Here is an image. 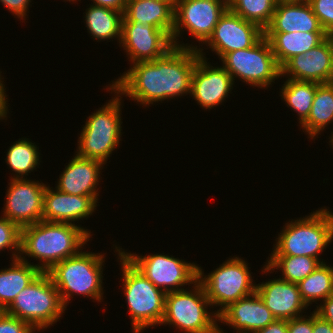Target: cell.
Listing matches in <instances>:
<instances>
[{"label":"cell","mask_w":333,"mask_h":333,"mask_svg":"<svg viewBox=\"0 0 333 333\" xmlns=\"http://www.w3.org/2000/svg\"><path fill=\"white\" fill-rule=\"evenodd\" d=\"M198 50L173 46L154 61L130 65L110 86L119 94L128 96L143 106L190 94L191 77Z\"/></svg>","instance_id":"6da1fadb"},{"label":"cell","mask_w":333,"mask_h":333,"mask_svg":"<svg viewBox=\"0 0 333 333\" xmlns=\"http://www.w3.org/2000/svg\"><path fill=\"white\" fill-rule=\"evenodd\" d=\"M91 236V232L80 225L39 221L21 228L19 258H35L40 261L35 266L41 272H48L58 262L83 250Z\"/></svg>","instance_id":"7a4b0ae2"},{"label":"cell","mask_w":333,"mask_h":333,"mask_svg":"<svg viewBox=\"0 0 333 333\" xmlns=\"http://www.w3.org/2000/svg\"><path fill=\"white\" fill-rule=\"evenodd\" d=\"M333 240V213L323 207L284 225L270 256H310L319 259Z\"/></svg>","instance_id":"3957f363"},{"label":"cell","mask_w":333,"mask_h":333,"mask_svg":"<svg viewBox=\"0 0 333 333\" xmlns=\"http://www.w3.org/2000/svg\"><path fill=\"white\" fill-rule=\"evenodd\" d=\"M122 270V289L131 316L133 333H142L145 328L161 325L165 314L166 293L157 288L115 246Z\"/></svg>","instance_id":"277c9868"},{"label":"cell","mask_w":333,"mask_h":333,"mask_svg":"<svg viewBox=\"0 0 333 333\" xmlns=\"http://www.w3.org/2000/svg\"><path fill=\"white\" fill-rule=\"evenodd\" d=\"M105 259L103 254L81 250L77 255L58 262L47 272L66 308L74 294L101 302Z\"/></svg>","instance_id":"5b68a950"},{"label":"cell","mask_w":333,"mask_h":333,"mask_svg":"<svg viewBox=\"0 0 333 333\" xmlns=\"http://www.w3.org/2000/svg\"><path fill=\"white\" fill-rule=\"evenodd\" d=\"M105 89L111 90V94L114 93L116 96L88 116L78 138V151H75L81 157L100 161L104 165L115 148L120 145L121 98H123L110 85Z\"/></svg>","instance_id":"8992f818"},{"label":"cell","mask_w":333,"mask_h":333,"mask_svg":"<svg viewBox=\"0 0 333 333\" xmlns=\"http://www.w3.org/2000/svg\"><path fill=\"white\" fill-rule=\"evenodd\" d=\"M192 288L166 293L161 325H172L185 333H224L217 324L216 311L207 310L211 303L202 284L197 281Z\"/></svg>","instance_id":"52a82bcc"},{"label":"cell","mask_w":333,"mask_h":333,"mask_svg":"<svg viewBox=\"0 0 333 333\" xmlns=\"http://www.w3.org/2000/svg\"><path fill=\"white\" fill-rule=\"evenodd\" d=\"M66 307L47 272H41L4 310L7 314L28 322L35 330L53 326Z\"/></svg>","instance_id":"ba28073f"},{"label":"cell","mask_w":333,"mask_h":333,"mask_svg":"<svg viewBox=\"0 0 333 333\" xmlns=\"http://www.w3.org/2000/svg\"><path fill=\"white\" fill-rule=\"evenodd\" d=\"M248 264L242 258L231 257L208 275L198 267V281L202 284L212 306H220L219 315L231 303L256 291ZM205 275V276H204Z\"/></svg>","instance_id":"9c48e42d"},{"label":"cell","mask_w":333,"mask_h":333,"mask_svg":"<svg viewBox=\"0 0 333 333\" xmlns=\"http://www.w3.org/2000/svg\"><path fill=\"white\" fill-rule=\"evenodd\" d=\"M220 60L222 67L230 73L233 82L239 78L253 87L266 89L281 76V67L274 57L269 41L264 36L252 47L226 53Z\"/></svg>","instance_id":"30bf717a"},{"label":"cell","mask_w":333,"mask_h":333,"mask_svg":"<svg viewBox=\"0 0 333 333\" xmlns=\"http://www.w3.org/2000/svg\"><path fill=\"white\" fill-rule=\"evenodd\" d=\"M229 2L209 0H174L173 46L198 50L199 46L180 44L179 38L185 29L199 44H205L213 34L220 17L228 9ZM184 29V30H183ZM181 32V33H180ZM201 42V43H200Z\"/></svg>","instance_id":"8fae6325"},{"label":"cell","mask_w":333,"mask_h":333,"mask_svg":"<svg viewBox=\"0 0 333 333\" xmlns=\"http://www.w3.org/2000/svg\"><path fill=\"white\" fill-rule=\"evenodd\" d=\"M122 253L148 280L165 293L183 290L185 285L190 286L198 281L199 266L195 263H188L164 253L140 256L123 249Z\"/></svg>","instance_id":"7c38bea8"},{"label":"cell","mask_w":333,"mask_h":333,"mask_svg":"<svg viewBox=\"0 0 333 333\" xmlns=\"http://www.w3.org/2000/svg\"><path fill=\"white\" fill-rule=\"evenodd\" d=\"M3 217L20 228L42 221L43 194L46 184L31 179L10 178Z\"/></svg>","instance_id":"4fadbf2b"},{"label":"cell","mask_w":333,"mask_h":333,"mask_svg":"<svg viewBox=\"0 0 333 333\" xmlns=\"http://www.w3.org/2000/svg\"><path fill=\"white\" fill-rule=\"evenodd\" d=\"M202 49L199 47L200 57L197 59L191 77L190 96L204 109H212L223 103L230 96L233 89V79L222 66L213 67L207 63Z\"/></svg>","instance_id":"5bb4252c"},{"label":"cell","mask_w":333,"mask_h":333,"mask_svg":"<svg viewBox=\"0 0 333 333\" xmlns=\"http://www.w3.org/2000/svg\"><path fill=\"white\" fill-rule=\"evenodd\" d=\"M263 36L264 30L260 26L246 21L228 8L204 45L209 46L220 59L226 53L252 47Z\"/></svg>","instance_id":"9a60e30c"},{"label":"cell","mask_w":333,"mask_h":333,"mask_svg":"<svg viewBox=\"0 0 333 333\" xmlns=\"http://www.w3.org/2000/svg\"><path fill=\"white\" fill-rule=\"evenodd\" d=\"M120 46L132 64L154 61L173 47L171 38L161 29L139 21H122Z\"/></svg>","instance_id":"2e32d148"},{"label":"cell","mask_w":333,"mask_h":333,"mask_svg":"<svg viewBox=\"0 0 333 333\" xmlns=\"http://www.w3.org/2000/svg\"><path fill=\"white\" fill-rule=\"evenodd\" d=\"M288 79L311 81L319 84L333 82V35L304 54H297L281 67ZM290 77V78H289Z\"/></svg>","instance_id":"e0dca14e"},{"label":"cell","mask_w":333,"mask_h":333,"mask_svg":"<svg viewBox=\"0 0 333 333\" xmlns=\"http://www.w3.org/2000/svg\"><path fill=\"white\" fill-rule=\"evenodd\" d=\"M51 188L47 185L43 194L42 221L75 224L91 216L98 206L92 196L71 195Z\"/></svg>","instance_id":"ac0fdd59"},{"label":"cell","mask_w":333,"mask_h":333,"mask_svg":"<svg viewBox=\"0 0 333 333\" xmlns=\"http://www.w3.org/2000/svg\"><path fill=\"white\" fill-rule=\"evenodd\" d=\"M256 284V292L275 319L291 320L303 316L307 305L303 302L298 285L280 278Z\"/></svg>","instance_id":"d6986e66"},{"label":"cell","mask_w":333,"mask_h":333,"mask_svg":"<svg viewBox=\"0 0 333 333\" xmlns=\"http://www.w3.org/2000/svg\"><path fill=\"white\" fill-rule=\"evenodd\" d=\"M218 316V322L231 326L237 332L248 333H256L275 320L256 291L231 303Z\"/></svg>","instance_id":"ffe728a7"},{"label":"cell","mask_w":333,"mask_h":333,"mask_svg":"<svg viewBox=\"0 0 333 333\" xmlns=\"http://www.w3.org/2000/svg\"><path fill=\"white\" fill-rule=\"evenodd\" d=\"M104 164L75 154L61 173L55 188L77 196H92L98 202L99 177Z\"/></svg>","instance_id":"44dd1931"},{"label":"cell","mask_w":333,"mask_h":333,"mask_svg":"<svg viewBox=\"0 0 333 333\" xmlns=\"http://www.w3.org/2000/svg\"><path fill=\"white\" fill-rule=\"evenodd\" d=\"M325 32L308 1L277 2L264 32Z\"/></svg>","instance_id":"7402d4cb"},{"label":"cell","mask_w":333,"mask_h":333,"mask_svg":"<svg viewBox=\"0 0 333 333\" xmlns=\"http://www.w3.org/2000/svg\"><path fill=\"white\" fill-rule=\"evenodd\" d=\"M123 21H139L163 30L172 40L174 0H127Z\"/></svg>","instance_id":"603a6c76"},{"label":"cell","mask_w":333,"mask_h":333,"mask_svg":"<svg viewBox=\"0 0 333 333\" xmlns=\"http://www.w3.org/2000/svg\"><path fill=\"white\" fill-rule=\"evenodd\" d=\"M328 36L326 32H264L280 67L293 56L317 47Z\"/></svg>","instance_id":"cb8c5ba5"},{"label":"cell","mask_w":333,"mask_h":333,"mask_svg":"<svg viewBox=\"0 0 333 333\" xmlns=\"http://www.w3.org/2000/svg\"><path fill=\"white\" fill-rule=\"evenodd\" d=\"M9 268L0 269V306L5 310L41 271L28 259H13Z\"/></svg>","instance_id":"d4e9b609"},{"label":"cell","mask_w":333,"mask_h":333,"mask_svg":"<svg viewBox=\"0 0 333 333\" xmlns=\"http://www.w3.org/2000/svg\"><path fill=\"white\" fill-rule=\"evenodd\" d=\"M85 26L92 38L98 41L117 39L120 45L122 37L123 12L108 7L91 4L84 12Z\"/></svg>","instance_id":"484cf974"},{"label":"cell","mask_w":333,"mask_h":333,"mask_svg":"<svg viewBox=\"0 0 333 333\" xmlns=\"http://www.w3.org/2000/svg\"><path fill=\"white\" fill-rule=\"evenodd\" d=\"M333 122V82L320 84L316 88V94L307 120L300 126L308 138L316 139L328 124ZM321 131V132H320Z\"/></svg>","instance_id":"4316f807"},{"label":"cell","mask_w":333,"mask_h":333,"mask_svg":"<svg viewBox=\"0 0 333 333\" xmlns=\"http://www.w3.org/2000/svg\"><path fill=\"white\" fill-rule=\"evenodd\" d=\"M319 85V83L311 81L287 79L281 88V99L287 107L289 106L294 112L296 111L300 125L309 117L316 88Z\"/></svg>","instance_id":"83f0119b"},{"label":"cell","mask_w":333,"mask_h":333,"mask_svg":"<svg viewBox=\"0 0 333 333\" xmlns=\"http://www.w3.org/2000/svg\"><path fill=\"white\" fill-rule=\"evenodd\" d=\"M321 263L320 260L310 256H270L261 271L273 273L275 269H280L282 272L280 279L298 284Z\"/></svg>","instance_id":"f1b7e54d"},{"label":"cell","mask_w":333,"mask_h":333,"mask_svg":"<svg viewBox=\"0 0 333 333\" xmlns=\"http://www.w3.org/2000/svg\"><path fill=\"white\" fill-rule=\"evenodd\" d=\"M301 298L307 307L312 302L325 300L328 296L333 295V266L325 262L321 263L305 279L298 284Z\"/></svg>","instance_id":"f546056e"},{"label":"cell","mask_w":333,"mask_h":333,"mask_svg":"<svg viewBox=\"0 0 333 333\" xmlns=\"http://www.w3.org/2000/svg\"><path fill=\"white\" fill-rule=\"evenodd\" d=\"M37 145L28 138H21L7 150L5 162L15 175L10 178L24 179L28 173L33 172L40 165V153Z\"/></svg>","instance_id":"4dcf8cb0"},{"label":"cell","mask_w":333,"mask_h":333,"mask_svg":"<svg viewBox=\"0 0 333 333\" xmlns=\"http://www.w3.org/2000/svg\"><path fill=\"white\" fill-rule=\"evenodd\" d=\"M276 5L277 0H229L228 8L264 30L271 22Z\"/></svg>","instance_id":"1f68e13d"},{"label":"cell","mask_w":333,"mask_h":333,"mask_svg":"<svg viewBox=\"0 0 333 333\" xmlns=\"http://www.w3.org/2000/svg\"><path fill=\"white\" fill-rule=\"evenodd\" d=\"M12 251V260L20 256L21 228L5 217L0 218V251Z\"/></svg>","instance_id":"d6a6232c"},{"label":"cell","mask_w":333,"mask_h":333,"mask_svg":"<svg viewBox=\"0 0 333 333\" xmlns=\"http://www.w3.org/2000/svg\"><path fill=\"white\" fill-rule=\"evenodd\" d=\"M308 3L325 32L333 35V0H308Z\"/></svg>","instance_id":"836d02e7"},{"label":"cell","mask_w":333,"mask_h":333,"mask_svg":"<svg viewBox=\"0 0 333 333\" xmlns=\"http://www.w3.org/2000/svg\"><path fill=\"white\" fill-rule=\"evenodd\" d=\"M36 330L26 321L6 312L0 315V333H34Z\"/></svg>","instance_id":"e575fe53"},{"label":"cell","mask_w":333,"mask_h":333,"mask_svg":"<svg viewBox=\"0 0 333 333\" xmlns=\"http://www.w3.org/2000/svg\"><path fill=\"white\" fill-rule=\"evenodd\" d=\"M288 333H312V313L288 320Z\"/></svg>","instance_id":"d590c367"},{"label":"cell","mask_w":333,"mask_h":333,"mask_svg":"<svg viewBox=\"0 0 333 333\" xmlns=\"http://www.w3.org/2000/svg\"><path fill=\"white\" fill-rule=\"evenodd\" d=\"M0 2L9 10V12L11 11L13 15H16L17 18L25 20L31 0H0Z\"/></svg>","instance_id":"8d00e7d4"},{"label":"cell","mask_w":333,"mask_h":333,"mask_svg":"<svg viewBox=\"0 0 333 333\" xmlns=\"http://www.w3.org/2000/svg\"><path fill=\"white\" fill-rule=\"evenodd\" d=\"M314 312L333 325V295L328 296L319 306L317 305Z\"/></svg>","instance_id":"74e56055"},{"label":"cell","mask_w":333,"mask_h":333,"mask_svg":"<svg viewBox=\"0 0 333 333\" xmlns=\"http://www.w3.org/2000/svg\"><path fill=\"white\" fill-rule=\"evenodd\" d=\"M312 333H333V325L312 312Z\"/></svg>","instance_id":"f35d334b"},{"label":"cell","mask_w":333,"mask_h":333,"mask_svg":"<svg viewBox=\"0 0 333 333\" xmlns=\"http://www.w3.org/2000/svg\"><path fill=\"white\" fill-rule=\"evenodd\" d=\"M256 333H288V320L275 319Z\"/></svg>","instance_id":"ab89813d"},{"label":"cell","mask_w":333,"mask_h":333,"mask_svg":"<svg viewBox=\"0 0 333 333\" xmlns=\"http://www.w3.org/2000/svg\"><path fill=\"white\" fill-rule=\"evenodd\" d=\"M93 5L108 7L124 12L127 0H91Z\"/></svg>","instance_id":"60d3db41"},{"label":"cell","mask_w":333,"mask_h":333,"mask_svg":"<svg viewBox=\"0 0 333 333\" xmlns=\"http://www.w3.org/2000/svg\"><path fill=\"white\" fill-rule=\"evenodd\" d=\"M1 71H0V120H4L6 117H7V113L9 112L8 110V106L9 105H7L8 103V98H7V96L8 95H6V88H5V85H4V81L3 80H1V79H3L2 77H1Z\"/></svg>","instance_id":"b9f144b4"},{"label":"cell","mask_w":333,"mask_h":333,"mask_svg":"<svg viewBox=\"0 0 333 333\" xmlns=\"http://www.w3.org/2000/svg\"><path fill=\"white\" fill-rule=\"evenodd\" d=\"M290 1H308V0H277V2H290Z\"/></svg>","instance_id":"7bdbcfd3"},{"label":"cell","mask_w":333,"mask_h":333,"mask_svg":"<svg viewBox=\"0 0 333 333\" xmlns=\"http://www.w3.org/2000/svg\"><path fill=\"white\" fill-rule=\"evenodd\" d=\"M328 139H330L329 143H331L333 149V132H331V136Z\"/></svg>","instance_id":"ee69618b"},{"label":"cell","mask_w":333,"mask_h":333,"mask_svg":"<svg viewBox=\"0 0 333 333\" xmlns=\"http://www.w3.org/2000/svg\"><path fill=\"white\" fill-rule=\"evenodd\" d=\"M209 1H213V2H229V0H209Z\"/></svg>","instance_id":"f6af8a7d"},{"label":"cell","mask_w":333,"mask_h":333,"mask_svg":"<svg viewBox=\"0 0 333 333\" xmlns=\"http://www.w3.org/2000/svg\"><path fill=\"white\" fill-rule=\"evenodd\" d=\"M4 312V309L0 306V315Z\"/></svg>","instance_id":"bcb514c9"},{"label":"cell","mask_w":333,"mask_h":333,"mask_svg":"<svg viewBox=\"0 0 333 333\" xmlns=\"http://www.w3.org/2000/svg\"><path fill=\"white\" fill-rule=\"evenodd\" d=\"M66 1H69V2H71V1L74 2V1H75V2H76L77 0H66ZM78 1H79V0H78Z\"/></svg>","instance_id":"7dc6e473"}]
</instances>
